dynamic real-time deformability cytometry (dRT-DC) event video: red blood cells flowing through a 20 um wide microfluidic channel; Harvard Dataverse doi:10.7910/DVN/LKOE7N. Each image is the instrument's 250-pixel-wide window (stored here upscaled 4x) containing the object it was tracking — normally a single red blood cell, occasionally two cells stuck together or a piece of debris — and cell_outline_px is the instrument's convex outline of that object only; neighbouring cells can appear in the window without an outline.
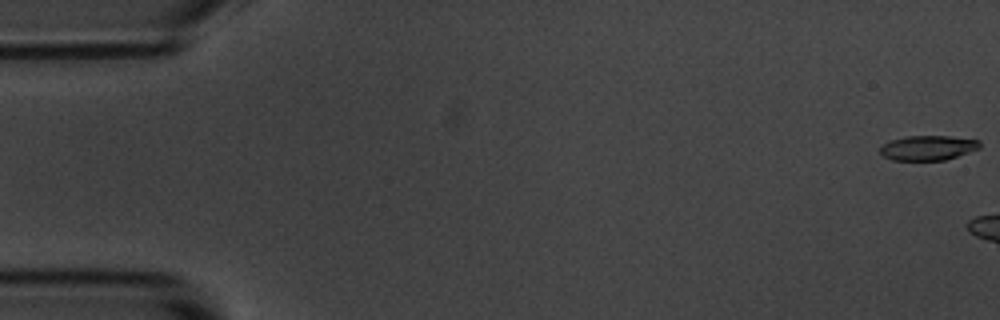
{"species": "common noctule bat (a hibernating species)", "species_latin": "Nyctalus noctula", "temperature_condition": "room temperature", "stored_images_in_passage": 12, "camera_frame_rate_fps": 3000, "um_per_image_px": 0.085, "animal": {"sex": "male", "body_mass_g": 20.1, "forearm_length_mm": 53.5}, "frame": {"image": 1, "passage_image": 1, "time_ms": 0.0, "image_size_px": [1000, 320], "cell_outline_px": [[980, 148], [944, 160], [892, 160], [884, 156], [880, 152], [880, 148], [888, 140], [908, 136], [948, 136], [980, 140]], "centroid_in_image_um": [78.86, 12.56], "position_along_channel_um": 6.1, "area_um2": 14.28}}
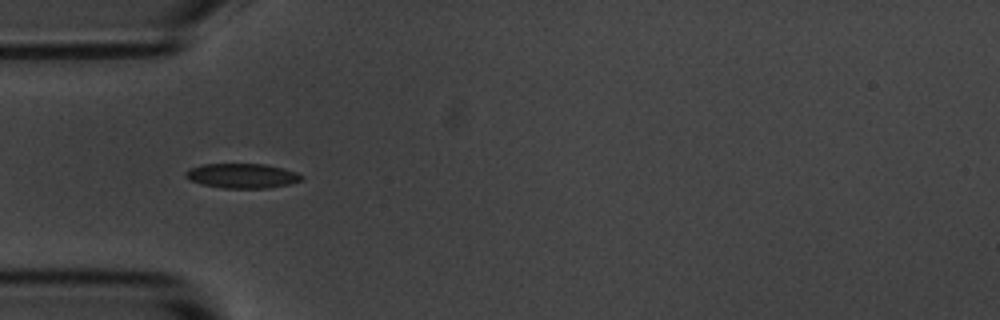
{"frame": {"image": 2, "passage_image": 6, "time_ms": 6.667, "image_size_px": [1000, 320], "cell_outline_px": [[304, 176], [300, 180], [288, 184], [268, 188], [224, 188], [200, 184], [184, 176], [184, 172], [188, 168], [200, 164], [264, 164], [284, 168], [296, 172]], "centroid_in_image_um": [20.54, 14.93], "position_along_channel_um": 64.5, "area_um2": 16.7}}
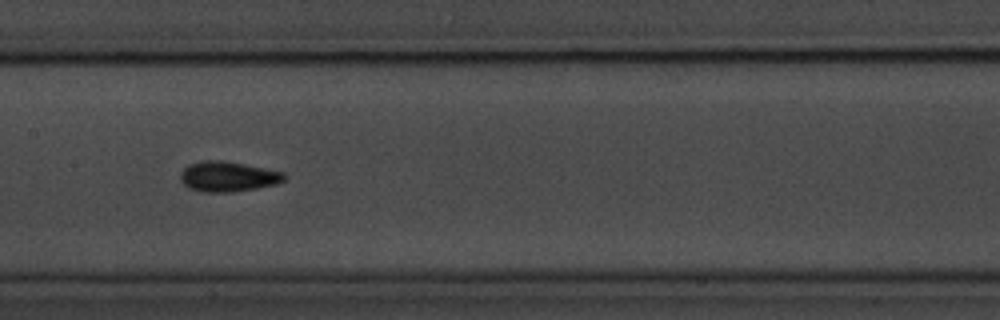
{"frame": {"image": 3, "passage_image": 9, "time_ms": 10.0, "image_size_px": [1000, 320], "cell_outline_px": [[284, 180], [276, 184], [256, 188], [232, 192], [204, 192], [188, 188], [180, 180], [180, 172], [188, 164], [200, 160], [224, 160], [284, 172]], "centroid_in_image_um": [19.32, 15.0], "position_along_channel_um": 188.1, "area_um2": 18.32}}